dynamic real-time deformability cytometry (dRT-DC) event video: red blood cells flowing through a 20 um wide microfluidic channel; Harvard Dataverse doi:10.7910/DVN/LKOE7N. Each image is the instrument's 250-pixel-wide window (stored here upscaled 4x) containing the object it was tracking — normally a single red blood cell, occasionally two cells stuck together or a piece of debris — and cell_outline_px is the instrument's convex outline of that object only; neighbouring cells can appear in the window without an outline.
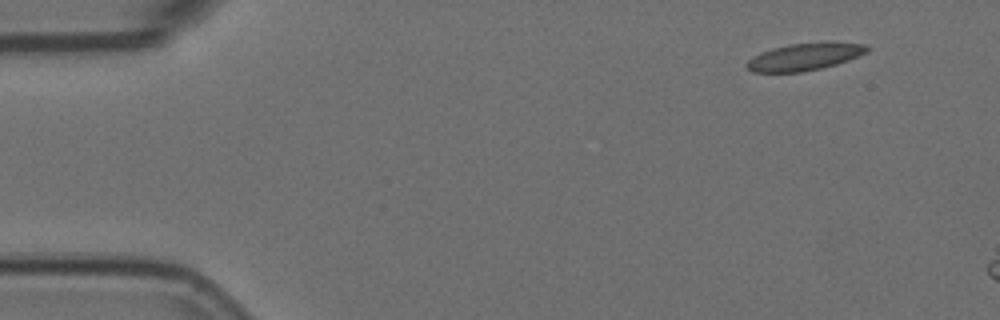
{"species": "Egyptian fruit bat (a non-hibernating species)", "species_latin": "Rousettus aegyptiacus", "temperature_condition": "room temperature", "stored_images_in_passage": 7, "camera_frame_rate_fps": 3000, "um_per_image_px": 0.085, "animal": {"sex": "female"}, "frame": {"image": 1, "passage_image": 1, "time_ms": 0.0, "image_size_px": [1000, 320], "cell_outline_px": [[868, 52], [848, 60], [836, 64], [820, 68], [800, 72], [752, 72], [744, 64], [752, 56], [760, 52], [772, 48], [788, 44], [828, 40], [832, 40], [868, 44]], "centroid_in_image_um": [68.43, 4.78], "position_along_channel_um": 16.6, "area_um2": 19.65}}